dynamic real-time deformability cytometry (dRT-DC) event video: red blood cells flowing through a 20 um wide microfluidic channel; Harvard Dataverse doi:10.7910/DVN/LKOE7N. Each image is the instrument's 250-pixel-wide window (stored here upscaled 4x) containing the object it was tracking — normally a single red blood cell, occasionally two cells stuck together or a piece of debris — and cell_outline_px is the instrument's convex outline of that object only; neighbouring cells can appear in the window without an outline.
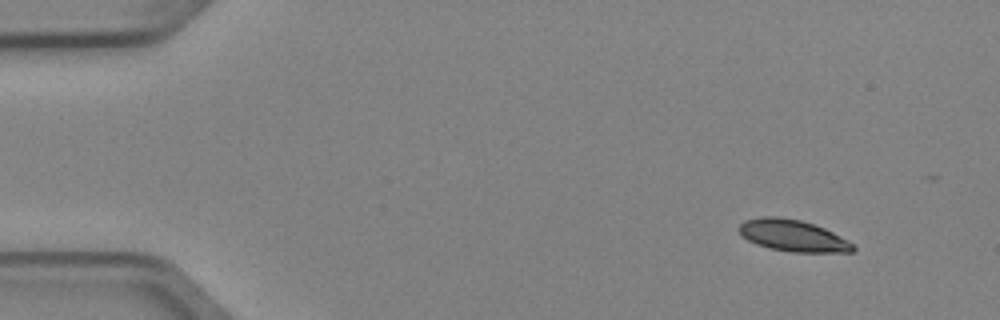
{"species": "Egyptian fruit bat (a non-hibernating species)", "species_latin": "Rousettus aegyptiacus", "temperature_condition": "cold", "stored_images_in_passage": 5, "camera_frame_rate_fps": 3000, "um_per_image_px": 0.085, "animal": {"sex": "female"}, "frame": {"image": 1, "passage_image": 1, "time_ms": 0.0, "image_size_px": [1000, 320], "cell_outline_px": [[856, 248], [852, 252], [792, 252], [768, 248], [756, 244], [748, 240], [740, 232], [740, 224], [744, 220], [764, 216], [776, 216], [800, 220], [824, 228], [848, 240]], "centroid_in_image_um": [67.39, 20.03], "position_along_channel_um": 17.6, "area_um2": 20.81}}
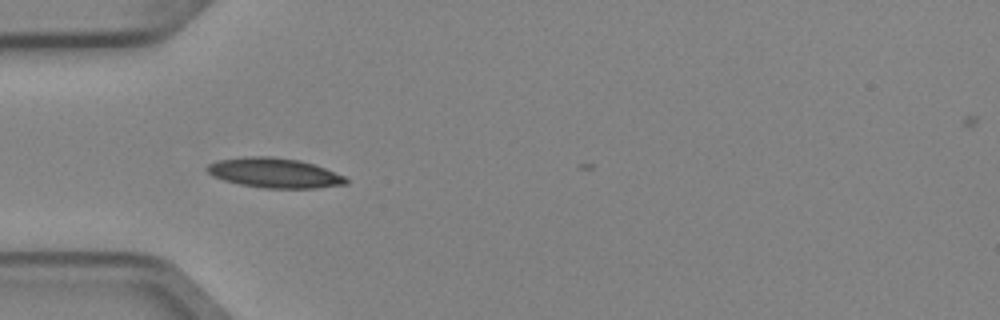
{"frame": {"image": 2, "passage_image": 4, "time_ms": 1.0, "image_size_px": [1000, 320], "cell_outline_px": [[348, 184], [316, 188], [264, 188], [240, 184], [224, 180], [212, 176], [204, 168], [208, 164], [216, 160], [244, 156], [272, 156], [300, 160], [324, 168], [344, 176], [348, 180]], "centroid_in_image_um": [23.29, 14.69], "position_along_channel_um": 61.7, "area_um2": 24.22}}